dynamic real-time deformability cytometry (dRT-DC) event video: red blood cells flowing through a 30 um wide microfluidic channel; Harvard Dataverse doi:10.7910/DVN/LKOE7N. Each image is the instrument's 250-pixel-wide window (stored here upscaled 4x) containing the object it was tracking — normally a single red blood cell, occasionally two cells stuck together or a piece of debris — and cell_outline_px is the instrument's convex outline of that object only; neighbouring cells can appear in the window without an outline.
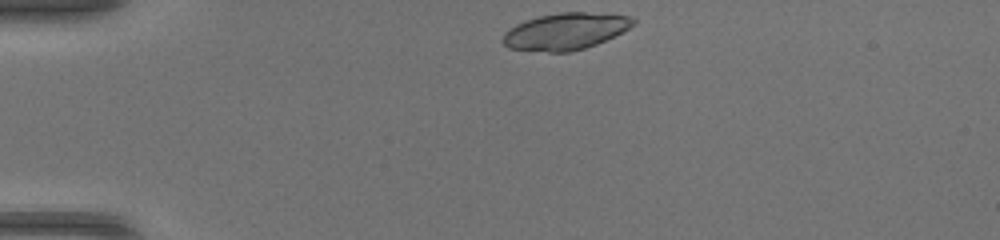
{"species": "common noctule bat (a hibernating species)", "species_latin": "Nyctalus noctula", "temperature_condition": "warm", "stored_images_in_passage": 39, "camera_frame_rate_fps": 3000, "um_per_image_px": 0.085, "animal": {"sex": "female", "body_mass_g": 17.0, "forearm_length_mm": 48.0}, "frame": {"image": 1, "passage_image": 1, "time_ms": 0.0, "image_size_px": [1000, 240], "cell_outline_px": [[636, 24], [596, 44], [584, 48], [568, 52], [548, 52], [508, 48], [500, 40], [504, 32], [516, 24], [524, 20], [540, 16], [560, 12], [584, 12], [632, 16], [636, 20]], "centroid_in_image_um": [48.02, 2.66], "position_along_channel_um": 37.0, "area_um2": 27.8}}
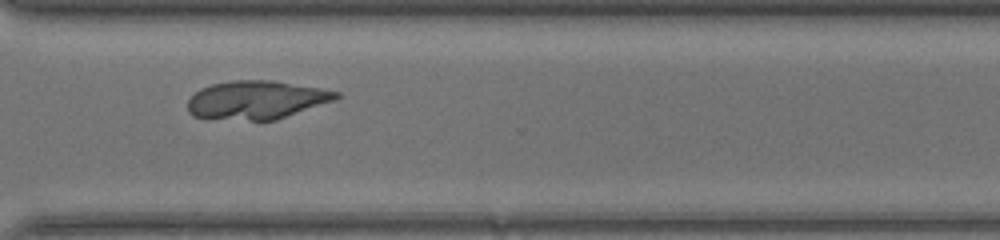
{"frame": {"image": 2, "passage_image": 27, "time_ms": 8.667, "image_size_px": [1000, 240], "cell_outline_px": [[340, 96], [336, 100], [276, 120], [208, 120], [192, 116], [188, 112], [188, 100], [200, 88], [212, 84], [232, 80], [272, 80], [320, 88], [340, 92]], "centroid_in_image_um": [21.77, 8.51], "position_along_channel_um": 348.8, "area_um2": 33.7}}
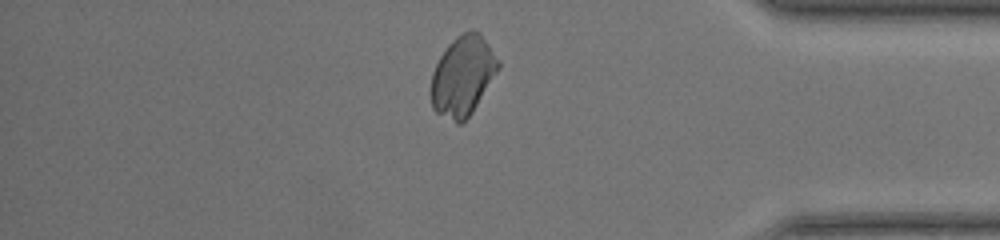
{"frame": {"image": 3, "passage_image": 32, "time_ms": 10.333, "image_size_px": [1000, 240], "cell_outline_px": [[500, 68], [472, 112], [460, 124], [456, 124], [436, 112], [432, 108], [428, 92], [432, 72], [440, 56], [448, 44], [456, 36], [472, 28], [480, 32], [500, 60]], "centroid_in_image_um": [39.31, 6.44], "position_along_channel_um": 395.9, "area_um2": 31.79}}